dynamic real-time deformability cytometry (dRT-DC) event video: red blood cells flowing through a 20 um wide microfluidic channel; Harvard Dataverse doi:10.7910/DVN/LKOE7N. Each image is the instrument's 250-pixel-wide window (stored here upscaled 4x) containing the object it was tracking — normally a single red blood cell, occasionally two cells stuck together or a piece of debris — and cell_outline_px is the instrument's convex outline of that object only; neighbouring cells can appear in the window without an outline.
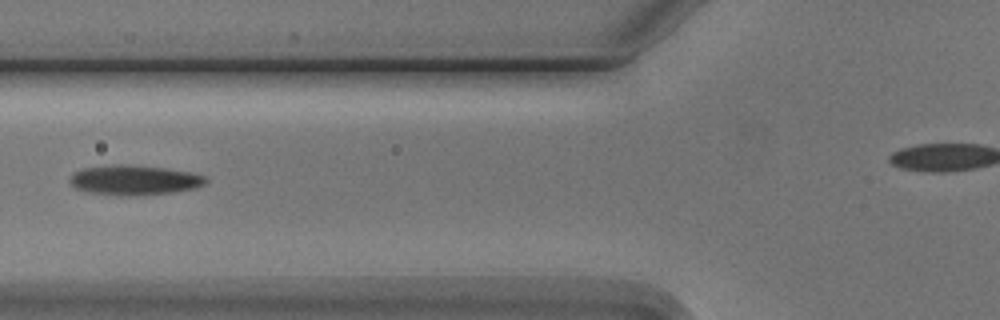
{"species": "Egyptian fruit bat (a non-hibernating species)", "species_latin": "Rousettus aegyptiacus", "temperature_condition": "cold", "stored_images_in_passage": 7, "camera_frame_rate_fps": 3000, "um_per_image_px": 0.085, "animal": {"sex": "male"}, "frame": {"image": 1, "passage_image": 6, "time_ms": 6.0, "image_size_px": [1000, 320], "cell_outline_px": [[208, 180], [204, 184], [196, 188], [176, 192], [128, 196], [88, 192], [76, 188], [68, 180], [72, 172], [84, 168], [112, 164], [128, 164], [164, 168], [188, 172], [204, 176]], "centroid_in_image_um": [11.39, 15.3], "position_along_channel_um": 114.4, "area_um2": 23.64}}
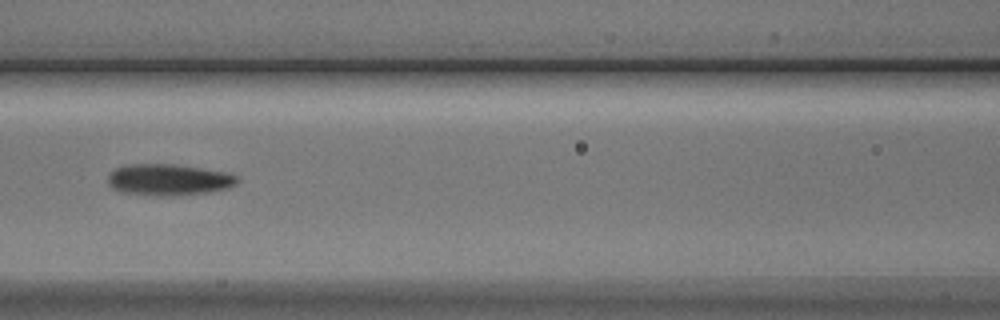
{"frame": {"image": 2, "passage_image": 7, "time_ms": 7.0, "image_size_px": [1000, 320], "cell_outline_px": [[240, 180], [236, 184], [228, 188], [208, 192], [160, 196], [124, 192], [112, 188], [108, 184], [108, 176], [116, 168], [128, 164], [176, 164], [224, 172], [236, 176]], "centroid_in_image_um": [14.33, 15.27], "position_along_channel_um": 152.3, "area_um2": 23.35}}